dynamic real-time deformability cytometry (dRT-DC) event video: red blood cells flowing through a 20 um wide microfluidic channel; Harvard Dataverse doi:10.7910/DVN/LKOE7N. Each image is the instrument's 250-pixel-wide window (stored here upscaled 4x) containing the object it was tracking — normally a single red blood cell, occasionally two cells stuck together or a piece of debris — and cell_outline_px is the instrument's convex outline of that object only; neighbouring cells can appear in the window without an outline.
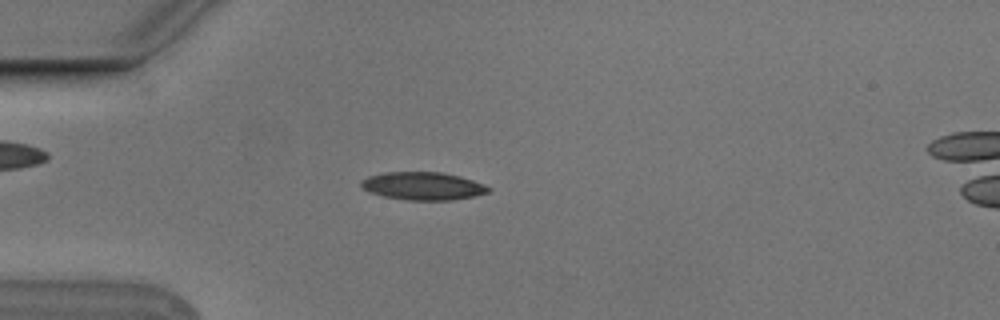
{"species": "Egyptian fruit bat (a non-hibernating species)", "species_latin": "Rousettus aegyptiacus", "temperature_condition": "cold", "stored_images_in_passage": 5, "camera_frame_rate_fps": 3000, "um_per_image_px": 0.085, "animal": {"sex": "male"}, "frame": {"image": 1, "passage_image": 4, "time_ms": 1.0, "image_size_px": [1000, 320], "cell_outline_px": [[492, 188], [488, 192], [476, 196], [452, 200], [408, 200], [384, 196], [368, 192], [360, 184], [360, 180], [368, 176], [384, 172], [440, 172], [460, 176], [484, 184]], "centroid_in_image_um": [35.95, 15.81], "position_along_channel_um": 49.0, "area_um2": 20.75}}